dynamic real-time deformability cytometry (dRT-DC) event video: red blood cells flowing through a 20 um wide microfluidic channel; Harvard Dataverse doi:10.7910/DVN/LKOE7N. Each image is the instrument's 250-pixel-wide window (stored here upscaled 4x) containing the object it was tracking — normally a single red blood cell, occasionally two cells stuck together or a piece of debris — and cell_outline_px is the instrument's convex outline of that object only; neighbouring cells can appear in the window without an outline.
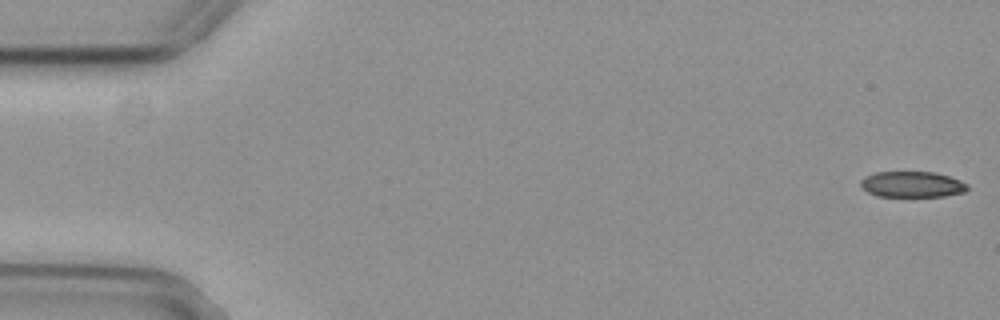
{"species": "common noctule bat (a hibernating species)", "species_latin": "Nyctalus noctula", "temperature_condition": "cold", "stored_images_in_passage": 55, "camera_frame_rate_fps": 3000, "um_per_image_px": 0.085, "animal": {"sex": "female", "body_mass_g": 29.2, "forearm_length_mm": 56.3}, "frame": {"image": 1, "passage_image": 1, "time_ms": 0.0, "image_size_px": [1000, 320], "cell_outline_px": [[968, 188], [964, 192], [944, 196], [876, 196], [868, 192], [860, 184], [860, 180], [864, 176], [876, 172], [936, 172], [960, 180], [968, 184]], "centroid_in_image_um": [77.52, 15.66], "position_along_channel_um": 7.5, "area_um2": 16.07}}
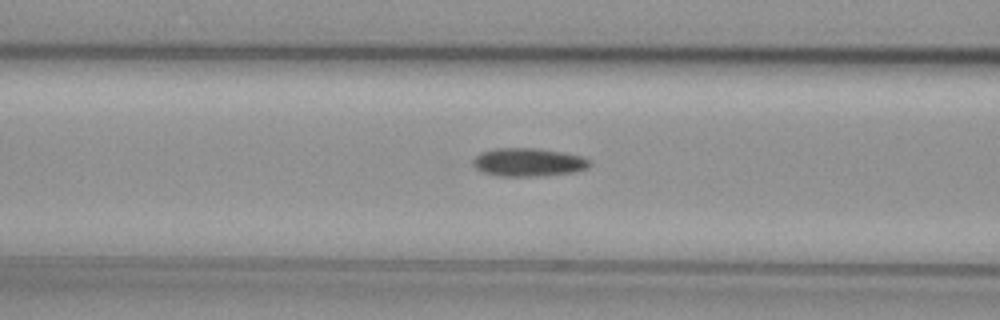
{"frame": {"image": 2, "passage_image": 22, "time_ms": 7.0, "image_size_px": [1000, 320], "cell_outline_px": [[592, 164], [588, 168], [576, 172], [536, 176], [500, 176], [484, 172], [476, 168], [472, 164], [472, 160], [480, 152], [496, 148], [540, 148], [580, 156], [588, 160]], "centroid_in_image_um": [44.9, 13.79], "position_along_channel_um": 121.7, "area_um2": 19.19}}
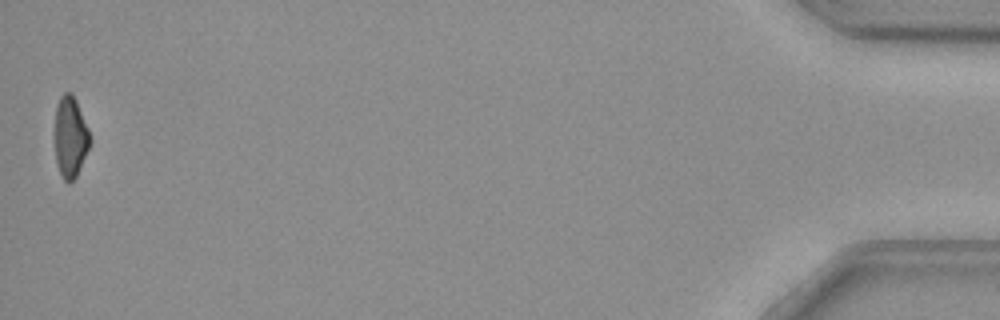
{"frame": {"image": 3, "passage_image": 55, "time_ms": 18.0, "image_size_px": [1000, 320], "cell_outline_px": [[88, 148], [76, 176], [68, 184], [64, 180], [56, 164], [52, 140], [56, 104], [60, 96], [64, 92], [72, 92], [76, 100], [88, 128]], "centroid_in_image_um": [5.89, 11.61], "position_along_channel_um": 429.3, "area_um2": 16.94}, "authors_computed_cell_mechanics": {"area_um2": 18.496, "velocity_mm_per_s": 3.7185, "shape_relaxation_time_tau1_ms": null, "shape_relaxation_time_tau2_ms": 8.8547, "deformation_change_tau1": null, "deformation_change_tau2": 0.1593}}